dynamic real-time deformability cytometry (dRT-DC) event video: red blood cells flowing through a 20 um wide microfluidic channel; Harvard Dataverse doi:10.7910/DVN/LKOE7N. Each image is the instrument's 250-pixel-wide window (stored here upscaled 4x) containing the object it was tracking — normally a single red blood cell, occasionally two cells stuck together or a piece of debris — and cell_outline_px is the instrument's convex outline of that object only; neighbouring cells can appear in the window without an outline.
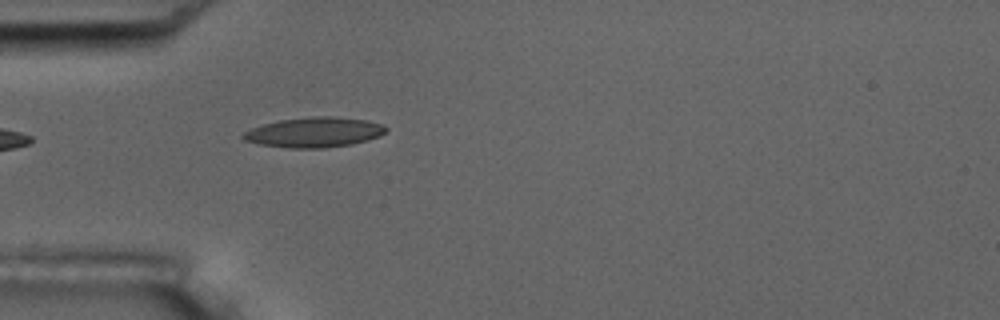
{"species": "common noctule bat (a hibernating species)", "species_latin": "Nyctalus noctula", "temperature_condition": "room temperature", "stored_images_in_passage": 2, "camera_frame_rate_fps": 3000, "um_per_image_px": 0.085, "animal": {"sex": "male", "body_mass_g": 17.5, "forearm_length_mm": 52.3}, "frame": {"image": 1, "passage_image": 2, "time_ms": 1.333, "image_size_px": [1000, 320], "cell_outline_px": [[388, 128], [380, 136], [368, 140], [352, 144], [324, 148], [288, 148], [260, 144], [244, 140], [240, 136], [244, 132], [252, 128], [264, 124], [280, 120], [312, 116], [336, 116], [368, 120], [380, 124]], "centroid_in_image_um": [26.72, 11.24], "position_along_channel_um": 58.3, "area_um2": 25.03}}